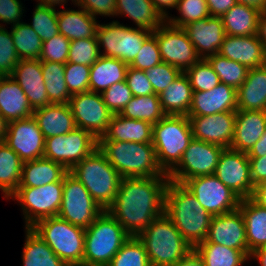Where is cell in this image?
<instances>
[{"label": "cell", "instance_id": "cell-1", "mask_svg": "<svg viewBox=\"0 0 266 266\" xmlns=\"http://www.w3.org/2000/svg\"><path fill=\"white\" fill-rule=\"evenodd\" d=\"M167 176L121 178L116 198L106 211L130 236H138L164 213Z\"/></svg>", "mask_w": 266, "mask_h": 266}, {"label": "cell", "instance_id": "cell-2", "mask_svg": "<svg viewBox=\"0 0 266 266\" xmlns=\"http://www.w3.org/2000/svg\"><path fill=\"white\" fill-rule=\"evenodd\" d=\"M164 212L192 248L206 240L213 216L183 184L168 182Z\"/></svg>", "mask_w": 266, "mask_h": 266}, {"label": "cell", "instance_id": "cell-3", "mask_svg": "<svg viewBox=\"0 0 266 266\" xmlns=\"http://www.w3.org/2000/svg\"><path fill=\"white\" fill-rule=\"evenodd\" d=\"M98 148L122 178L167 176L152 143L98 140Z\"/></svg>", "mask_w": 266, "mask_h": 266}, {"label": "cell", "instance_id": "cell-4", "mask_svg": "<svg viewBox=\"0 0 266 266\" xmlns=\"http://www.w3.org/2000/svg\"><path fill=\"white\" fill-rule=\"evenodd\" d=\"M137 237L144 244L151 266H171L192 250L165 212Z\"/></svg>", "mask_w": 266, "mask_h": 266}, {"label": "cell", "instance_id": "cell-5", "mask_svg": "<svg viewBox=\"0 0 266 266\" xmlns=\"http://www.w3.org/2000/svg\"><path fill=\"white\" fill-rule=\"evenodd\" d=\"M69 172L84 185L103 210L116 198L122 177L98 147Z\"/></svg>", "mask_w": 266, "mask_h": 266}, {"label": "cell", "instance_id": "cell-6", "mask_svg": "<svg viewBox=\"0 0 266 266\" xmlns=\"http://www.w3.org/2000/svg\"><path fill=\"white\" fill-rule=\"evenodd\" d=\"M129 237L122 225L104 210L85 229L82 266H108Z\"/></svg>", "mask_w": 266, "mask_h": 266}, {"label": "cell", "instance_id": "cell-7", "mask_svg": "<svg viewBox=\"0 0 266 266\" xmlns=\"http://www.w3.org/2000/svg\"><path fill=\"white\" fill-rule=\"evenodd\" d=\"M192 139L190 120L185 115H165L153 125L152 144L165 173L176 167Z\"/></svg>", "mask_w": 266, "mask_h": 266}, {"label": "cell", "instance_id": "cell-8", "mask_svg": "<svg viewBox=\"0 0 266 266\" xmlns=\"http://www.w3.org/2000/svg\"><path fill=\"white\" fill-rule=\"evenodd\" d=\"M67 265H82L85 229L53 216L39 220L31 227Z\"/></svg>", "mask_w": 266, "mask_h": 266}, {"label": "cell", "instance_id": "cell-9", "mask_svg": "<svg viewBox=\"0 0 266 266\" xmlns=\"http://www.w3.org/2000/svg\"><path fill=\"white\" fill-rule=\"evenodd\" d=\"M152 34V31L132 28L113 21L109 24H99L96 29V37L99 48L102 46L105 57H112L130 64L135 58L144 41Z\"/></svg>", "mask_w": 266, "mask_h": 266}, {"label": "cell", "instance_id": "cell-10", "mask_svg": "<svg viewBox=\"0 0 266 266\" xmlns=\"http://www.w3.org/2000/svg\"><path fill=\"white\" fill-rule=\"evenodd\" d=\"M103 211L84 185L70 172L63 177L62 202L57 216L86 229Z\"/></svg>", "mask_w": 266, "mask_h": 266}, {"label": "cell", "instance_id": "cell-11", "mask_svg": "<svg viewBox=\"0 0 266 266\" xmlns=\"http://www.w3.org/2000/svg\"><path fill=\"white\" fill-rule=\"evenodd\" d=\"M62 193L63 181H58L40 187H18L10 197L20 202L25 227H32L39 220L58 215Z\"/></svg>", "mask_w": 266, "mask_h": 266}, {"label": "cell", "instance_id": "cell-12", "mask_svg": "<svg viewBox=\"0 0 266 266\" xmlns=\"http://www.w3.org/2000/svg\"><path fill=\"white\" fill-rule=\"evenodd\" d=\"M225 148L192 139L181 160L167 175L169 180L183 184L190 178L215 174L219 157Z\"/></svg>", "mask_w": 266, "mask_h": 266}, {"label": "cell", "instance_id": "cell-13", "mask_svg": "<svg viewBox=\"0 0 266 266\" xmlns=\"http://www.w3.org/2000/svg\"><path fill=\"white\" fill-rule=\"evenodd\" d=\"M97 147L98 140L90 132L76 128L65 135L46 138L43 157L70 171Z\"/></svg>", "mask_w": 266, "mask_h": 266}, {"label": "cell", "instance_id": "cell-14", "mask_svg": "<svg viewBox=\"0 0 266 266\" xmlns=\"http://www.w3.org/2000/svg\"><path fill=\"white\" fill-rule=\"evenodd\" d=\"M152 35L157 40L162 61L179 68L182 72L201 59L182 27L164 21Z\"/></svg>", "mask_w": 266, "mask_h": 266}, {"label": "cell", "instance_id": "cell-15", "mask_svg": "<svg viewBox=\"0 0 266 266\" xmlns=\"http://www.w3.org/2000/svg\"><path fill=\"white\" fill-rule=\"evenodd\" d=\"M183 185L212 216L233 211L240 205L241 198L214 174L190 178Z\"/></svg>", "mask_w": 266, "mask_h": 266}, {"label": "cell", "instance_id": "cell-16", "mask_svg": "<svg viewBox=\"0 0 266 266\" xmlns=\"http://www.w3.org/2000/svg\"><path fill=\"white\" fill-rule=\"evenodd\" d=\"M68 104L77 128L90 132L97 140L107 132L113 114L101 93L88 91L74 94Z\"/></svg>", "mask_w": 266, "mask_h": 266}, {"label": "cell", "instance_id": "cell-17", "mask_svg": "<svg viewBox=\"0 0 266 266\" xmlns=\"http://www.w3.org/2000/svg\"><path fill=\"white\" fill-rule=\"evenodd\" d=\"M214 175L241 199L251 197L254 185L247 153L225 148L219 157Z\"/></svg>", "mask_w": 266, "mask_h": 266}, {"label": "cell", "instance_id": "cell-18", "mask_svg": "<svg viewBox=\"0 0 266 266\" xmlns=\"http://www.w3.org/2000/svg\"><path fill=\"white\" fill-rule=\"evenodd\" d=\"M4 143L23 162L43 158L45 138L33 116L9 122Z\"/></svg>", "mask_w": 266, "mask_h": 266}, {"label": "cell", "instance_id": "cell-19", "mask_svg": "<svg viewBox=\"0 0 266 266\" xmlns=\"http://www.w3.org/2000/svg\"><path fill=\"white\" fill-rule=\"evenodd\" d=\"M241 250L248 257V244L244 217L239 208L213 216L205 241Z\"/></svg>", "mask_w": 266, "mask_h": 266}, {"label": "cell", "instance_id": "cell-20", "mask_svg": "<svg viewBox=\"0 0 266 266\" xmlns=\"http://www.w3.org/2000/svg\"><path fill=\"white\" fill-rule=\"evenodd\" d=\"M187 117L190 120L194 139L230 148L234 135L236 112Z\"/></svg>", "mask_w": 266, "mask_h": 266}, {"label": "cell", "instance_id": "cell-21", "mask_svg": "<svg viewBox=\"0 0 266 266\" xmlns=\"http://www.w3.org/2000/svg\"><path fill=\"white\" fill-rule=\"evenodd\" d=\"M237 111V90L227 84L219 83L207 91H193L187 116H206L220 112Z\"/></svg>", "mask_w": 266, "mask_h": 266}, {"label": "cell", "instance_id": "cell-22", "mask_svg": "<svg viewBox=\"0 0 266 266\" xmlns=\"http://www.w3.org/2000/svg\"><path fill=\"white\" fill-rule=\"evenodd\" d=\"M10 77L20 85L33 110L51 105L39 59L20 60Z\"/></svg>", "mask_w": 266, "mask_h": 266}, {"label": "cell", "instance_id": "cell-23", "mask_svg": "<svg viewBox=\"0 0 266 266\" xmlns=\"http://www.w3.org/2000/svg\"><path fill=\"white\" fill-rule=\"evenodd\" d=\"M218 54L236 61L248 69L266 64V51L258 36L227 35L221 44Z\"/></svg>", "mask_w": 266, "mask_h": 266}, {"label": "cell", "instance_id": "cell-24", "mask_svg": "<svg viewBox=\"0 0 266 266\" xmlns=\"http://www.w3.org/2000/svg\"><path fill=\"white\" fill-rule=\"evenodd\" d=\"M183 29L194 45L197 54L204 59L218 53L226 36L221 17L210 16L203 20L191 22Z\"/></svg>", "mask_w": 266, "mask_h": 266}, {"label": "cell", "instance_id": "cell-25", "mask_svg": "<svg viewBox=\"0 0 266 266\" xmlns=\"http://www.w3.org/2000/svg\"><path fill=\"white\" fill-rule=\"evenodd\" d=\"M266 129V111L237 110L230 149L248 153Z\"/></svg>", "mask_w": 266, "mask_h": 266}, {"label": "cell", "instance_id": "cell-26", "mask_svg": "<svg viewBox=\"0 0 266 266\" xmlns=\"http://www.w3.org/2000/svg\"><path fill=\"white\" fill-rule=\"evenodd\" d=\"M32 116L45 139L65 135L77 128L68 103L51 104L37 108Z\"/></svg>", "mask_w": 266, "mask_h": 266}, {"label": "cell", "instance_id": "cell-27", "mask_svg": "<svg viewBox=\"0 0 266 266\" xmlns=\"http://www.w3.org/2000/svg\"><path fill=\"white\" fill-rule=\"evenodd\" d=\"M237 110L266 111V64L248 70L237 89Z\"/></svg>", "mask_w": 266, "mask_h": 266}, {"label": "cell", "instance_id": "cell-28", "mask_svg": "<svg viewBox=\"0 0 266 266\" xmlns=\"http://www.w3.org/2000/svg\"><path fill=\"white\" fill-rule=\"evenodd\" d=\"M33 112L20 85L10 76H0V114L12 122L28 118Z\"/></svg>", "mask_w": 266, "mask_h": 266}, {"label": "cell", "instance_id": "cell-29", "mask_svg": "<svg viewBox=\"0 0 266 266\" xmlns=\"http://www.w3.org/2000/svg\"><path fill=\"white\" fill-rule=\"evenodd\" d=\"M153 125L143 121L113 114L107 132L98 140L152 143Z\"/></svg>", "mask_w": 266, "mask_h": 266}, {"label": "cell", "instance_id": "cell-30", "mask_svg": "<svg viewBox=\"0 0 266 266\" xmlns=\"http://www.w3.org/2000/svg\"><path fill=\"white\" fill-rule=\"evenodd\" d=\"M69 171L60 163L46 158L23 162L19 187H40L63 181Z\"/></svg>", "mask_w": 266, "mask_h": 266}, {"label": "cell", "instance_id": "cell-31", "mask_svg": "<svg viewBox=\"0 0 266 266\" xmlns=\"http://www.w3.org/2000/svg\"><path fill=\"white\" fill-rule=\"evenodd\" d=\"M238 208L245 221L250 258L256 249L266 246V208L259 206L251 198L241 199Z\"/></svg>", "mask_w": 266, "mask_h": 266}, {"label": "cell", "instance_id": "cell-32", "mask_svg": "<svg viewBox=\"0 0 266 266\" xmlns=\"http://www.w3.org/2000/svg\"><path fill=\"white\" fill-rule=\"evenodd\" d=\"M128 64L117 58L100 56L90 67L89 91L102 93L126 79Z\"/></svg>", "mask_w": 266, "mask_h": 266}, {"label": "cell", "instance_id": "cell-33", "mask_svg": "<svg viewBox=\"0 0 266 266\" xmlns=\"http://www.w3.org/2000/svg\"><path fill=\"white\" fill-rule=\"evenodd\" d=\"M57 12L59 33L67 39L79 40L96 36L97 21L83 8Z\"/></svg>", "mask_w": 266, "mask_h": 266}, {"label": "cell", "instance_id": "cell-34", "mask_svg": "<svg viewBox=\"0 0 266 266\" xmlns=\"http://www.w3.org/2000/svg\"><path fill=\"white\" fill-rule=\"evenodd\" d=\"M158 95L162 110L166 115H188L193 89L184 72Z\"/></svg>", "mask_w": 266, "mask_h": 266}, {"label": "cell", "instance_id": "cell-35", "mask_svg": "<svg viewBox=\"0 0 266 266\" xmlns=\"http://www.w3.org/2000/svg\"><path fill=\"white\" fill-rule=\"evenodd\" d=\"M261 12L254 6L236 3L221 17L225 33L231 36L257 34L258 19Z\"/></svg>", "mask_w": 266, "mask_h": 266}, {"label": "cell", "instance_id": "cell-36", "mask_svg": "<svg viewBox=\"0 0 266 266\" xmlns=\"http://www.w3.org/2000/svg\"><path fill=\"white\" fill-rule=\"evenodd\" d=\"M116 16L126 15L138 28L156 30L166 19L157 11L151 0H116Z\"/></svg>", "mask_w": 266, "mask_h": 266}, {"label": "cell", "instance_id": "cell-37", "mask_svg": "<svg viewBox=\"0 0 266 266\" xmlns=\"http://www.w3.org/2000/svg\"><path fill=\"white\" fill-rule=\"evenodd\" d=\"M25 229L26 241L22 255L23 266L66 265L31 227Z\"/></svg>", "mask_w": 266, "mask_h": 266}, {"label": "cell", "instance_id": "cell-38", "mask_svg": "<svg viewBox=\"0 0 266 266\" xmlns=\"http://www.w3.org/2000/svg\"><path fill=\"white\" fill-rule=\"evenodd\" d=\"M23 161L4 142L0 143V189L4 198L17 190L21 182Z\"/></svg>", "mask_w": 266, "mask_h": 266}, {"label": "cell", "instance_id": "cell-39", "mask_svg": "<svg viewBox=\"0 0 266 266\" xmlns=\"http://www.w3.org/2000/svg\"><path fill=\"white\" fill-rule=\"evenodd\" d=\"M42 74L51 104L69 103L71 95L65 82V64L41 61Z\"/></svg>", "mask_w": 266, "mask_h": 266}, {"label": "cell", "instance_id": "cell-40", "mask_svg": "<svg viewBox=\"0 0 266 266\" xmlns=\"http://www.w3.org/2000/svg\"><path fill=\"white\" fill-rule=\"evenodd\" d=\"M120 115L154 125L166 114L162 110L159 95L154 93L146 96H133Z\"/></svg>", "mask_w": 266, "mask_h": 266}, {"label": "cell", "instance_id": "cell-41", "mask_svg": "<svg viewBox=\"0 0 266 266\" xmlns=\"http://www.w3.org/2000/svg\"><path fill=\"white\" fill-rule=\"evenodd\" d=\"M194 249L205 266H241L249 259L241 250L220 244L199 243Z\"/></svg>", "mask_w": 266, "mask_h": 266}, {"label": "cell", "instance_id": "cell-42", "mask_svg": "<svg viewBox=\"0 0 266 266\" xmlns=\"http://www.w3.org/2000/svg\"><path fill=\"white\" fill-rule=\"evenodd\" d=\"M11 36L20 60L40 59L43 41L29 24L20 22L13 25Z\"/></svg>", "mask_w": 266, "mask_h": 266}, {"label": "cell", "instance_id": "cell-43", "mask_svg": "<svg viewBox=\"0 0 266 266\" xmlns=\"http://www.w3.org/2000/svg\"><path fill=\"white\" fill-rule=\"evenodd\" d=\"M219 76L220 82L234 87L236 90L246 79L248 68L236 61L221 55L213 54L206 58Z\"/></svg>", "mask_w": 266, "mask_h": 266}, {"label": "cell", "instance_id": "cell-44", "mask_svg": "<svg viewBox=\"0 0 266 266\" xmlns=\"http://www.w3.org/2000/svg\"><path fill=\"white\" fill-rule=\"evenodd\" d=\"M108 266H151V264L144 244L137 236H130Z\"/></svg>", "mask_w": 266, "mask_h": 266}, {"label": "cell", "instance_id": "cell-45", "mask_svg": "<svg viewBox=\"0 0 266 266\" xmlns=\"http://www.w3.org/2000/svg\"><path fill=\"white\" fill-rule=\"evenodd\" d=\"M176 9L181 17H167L166 21L176 27H184L191 22H196L210 17L206 0H178Z\"/></svg>", "mask_w": 266, "mask_h": 266}, {"label": "cell", "instance_id": "cell-46", "mask_svg": "<svg viewBox=\"0 0 266 266\" xmlns=\"http://www.w3.org/2000/svg\"><path fill=\"white\" fill-rule=\"evenodd\" d=\"M29 26L42 41L56 36L59 33L56 9L37 4L33 13L32 23Z\"/></svg>", "mask_w": 266, "mask_h": 266}, {"label": "cell", "instance_id": "cell-47", "mask_svg": "<svg viewBox=\"0 0 266 266\" xmlns=\"http://www.w3.org/2000/svg\"><path fill=\"white\" fill-rule=\"evenodd\" d=\"M97 37L71 40L67 62L92 66L101 56Z\"/></svg>", "mask_w": 266, "mask_h": 266}, {"label": "cell", "instance_id": "cell-48", "mask_svg": "<svg viewBox=\"0 0 266 266\" xmlns=\"http://www.w3.org/2000/svg\"><path fill=\"white\" fill-rule=\"evenodd\" d=\"M184 73L188 76L193 91H207L221 83L211 64L204 58H201Z\"/></svg>", "mask_w": 266, "mask_h": 266}, {"label": "cell", "instance_id": "cell-49", "mask_svg": "<svg viewBox=\"0 0 266 266\" xmlns=\"http://www.w3.org/2000/svg\"><path fill=\"white\" fill-rule=\"evenodd\" d=\"M181 73L182 71L179 68L165 62H161L145 71L155 94L164 91Z\"/></svg>", "mask_w": 266, "mask_h": 266}, {"label": "cell", "instance_id": "cell-50", "mask_svg": "<svg viewBox=\"0 0 266 266\" xmlns=\"http://www.w3.org/2000/svg\"><path fill=\"white\" fill-rule=\"evenodd\" d=\"M90 66L65 63V82L70 95L89 91Z\"/></svg>", "mask_w": 266, "mask_h": 266}, {"label": "cell", "instance_id": "cell-51", "mask_svg": "<svg viewBox=\"0 0 266 266\" xmlns=\"http://www.w3.org/2000/svg\"><path fill=\"white\" fill-rule=\"evenodd\" d=\"M19 61L11 32L2 25L0 27V76H11Z\"/></svg>", "mask_w": 266, "mask_h": 266}, {"label": "cell", "instance_id": "cell-52", "mask_svg": "<svg viewBox=\"0 0 266 266\" xmlns=\"http://www.w3.org/2000/svg\"><path fill=\"white\" fill-rule=\"evenodd\" d=\"M101 95L112 114H120L133 98L132 91L128 87L126 80L111 85Z\"/></svg>", "mask_w": 266, "mask_h": 266}, {"label": "cell", "instance_id": "cell-53", "mask_svg": "<svg viewBox=\"0 0 266 266\" xmlns=\"http://www.w3.org/2000/svg\"><path fill=\"white\" fill-rule=\"evenodd\" d=\"M70 40L58 33L49 40L43 41L40 61H51L65 64L68 59Z\"/></svg>", "mask_w": 266, "mask_h": 266}, {"label": "cell", "instance_id": "cell-54", "mask_svg": "<svg viewBox=\"0 0 266 266\" xmlns=\"http://www.w3.org/2000/svg\"><path fill=\"white\" fill-rule=\"evenodd\" d=\"M162 61L156 38L151 34L142 44L136 58L129 64L130 67L146 71L160 64Z\"/></svg>", "mask_w": 266, "mask_h": 266}, {"label": "cell", "instance_id": "cell-55", "mask_svg": "<svg viewBox=\"0 0 266 266\" xmlns=\"http://www.w3.org/2000/svg\"><path fill=\"white\" fill-rule=\"evenodd\" d=\"M126 82L133 96H146L154 94L152 84L146 77L145 71L128 66L126 71Z\"/></svg>", "mask_w": 266, "mask_h": 266}, {"label": "cell", "instance_id": "cell-56", "mask_svg": "<svg viewBox=\"0 0 266 266\" xmlns=\"http://www.w3.org/2000/svg\"><path fill=\"white\" fill-rule=\"evenodd\" d=\"M116 0H75L76 5L83 8L91 16H116Z\"/></svg>", "mask_w": 266, "mask_h": 266}, {"label": "cell", "instance_id": "cell-57", "mask_svg": "<svg viewBox=\"0 0 266 266\" xmlns=\"http://www.w3.org/2000/svg\"><path fill=\"white\" fill-rule=\"evenodd\" d=\"M23 8L19 0H0V21L17 25L23 15Z\"/></svg>", "mask_w": 266, "mask_h": 266}, {"label": "cell", "instance_id": "cell-58", "mask_svg": "<svg viewBox=\"0 0 266 266\" xmlns=\"http://www.w3.org/2000/svg\"><path fill=\"white\" fill-rule=\"evenodd\" d=\"M250 164V176L253 185H258L266 179V156L248 157Z\"/></svg>", "mask_w": 266, "mask_h": 266}, {"label": "cell", "instance_id": "cell-59", "mask_svg": "<svg viewBox=\"0 0 266 266\" xmlns=\"http://www.w3.org/2000/svg\"><path fill=\"white\" fill-rule=\"evenodd\" d=\"M210 16L222 17L233 5L236 0H206Z\"/></svg>", "mask_w": 266, "mask_h": 266}, {"label": "cell", "instance_id": "cell-60", "mask_svg": "<svg viewBox=\"0 0 266 266\" xmlns=\"http://www.w3.org/2000/svg\"><path fill=\"white\" fill-rule=\"evenodd\" d=\"M171 266H205V264L198 252L192 248L184 258H181Z\"/></svg>", "mask_w": 266, "mask_h": 266}, {"label": "cell", "instance_id": "cell-61", "mask_svg": "<svg viewBox=\"0 0 266 266\" xmlns=\"http://www.w3.org/2000/svg\"><path fill=\"white\" fill-rule=\"evenodd\" d=\"M250 198L259 206L266 208V179L262 183L254 186Z\"/></svg>", "mask_w": 266, "mask_h": 266}, {"label": "cell", "instance_id": "cell-62", "mask_svg": "<svg viewBox=\"0 0 266 266\" xmlns=\"http://www.w3.org/2000/svg\"><path fill=\"white\" fill-rule=\"evenodd\" d=\"M247 156L248 157L266 156V129L261 138L257 141L256 144L253 145L251 150L247 153Z\"/></svg>", "mask_w": 266, "mask_h": 266}, {"label": "cell", "instance_id": "cell-63", "mask_svg": "<svg viewBox=\"0 0 266 266\" xmlns=\"http://www.w3.org/2000/svg\"><path fill=\"white\" fill-rule=\"evenodd\" d=\"M154 7L162 15L164 19L168 17L165 8H175L178 0H151Z\"/></svg>", "mask_w": 266, "mask_h": 266}, {"label": "cell", "instance_id": "cell-64", "mask_svg": "<svg viewBox=\"0 0 266 266\" xmlns=\"http://www.w3.org/2000/svg\"><path fill=\"white\" fill-rule=\"evenodd\" d=\"M266 51V11H262L258 19L257 34Z\"/></svg>", "mask_w": 266, "mask_h": 266}, {"label": "cell", "instance_id": "cell-65", "mask_svg": "<svg viewBox=\"0 0 266 266\" xmlns=\"http://www.w3.org/2000/svg\"><path fill=\"white\" fill-rule=\"evenodd\" d=\"M250 257L259 261L260 266H266V246L256 249Z\"/></svg>", "mask_w": 266, "mask_h": 266}, {"label": "cell", "instance_id": "cell-66", "mask_svg": "<svg viewBox=\"0 0 266 266\" xmlns=\"http://www.w3.org/2000/svg\"><path fill=\"white\" fill-rule=\"evenodd\" d=\"M237 3L250 5L258 8L260 11H266V0H236Z\"/></svg>", "mask_w": 266, "mask_h": 266}, {"label": "cell", "instance_id": "cell-67", "mask_svg": "<svg viewBox=\"0 0 266 266\" xmlns=\"http://www.w3.org/2000/svg\"><path fill=\"white\" fill-rule=\"evenodd\" d=\"M8 123L9 122L0 114V143L5 141Z\"/></svg>", "mask_w": 266, "mask_h": 266}, {"label": "cell", "instance_id": "cell-68", "mask_svg": "<svg viewBox=\"0 0 266 266\" xmlns=\"http://www.w3.org/2000/svg\"><path fill=\"white\" fill-rule=\"evenodd\" d=\"M40 1V2H39ZM75 2V0H72V2ZM39 5H45L49 7H55L57 4H62L64 5L66 3V0H38ZM64 3V4H63ZM56 4V5H55Z\"/></svg>", "mask_w": 266, "mask_h": 266}, {"label": "cell", "instance_id": "cell-69", "mask_svg": "<svg viewBox=\"0 0 266 266\" xmlns=\"http://www.w3.org/2000/svg\"><path fill=\"white\" fill-rule=\"evenodd\" d=\"M65 266H82V265H67V264H66Z\"/></svg>", "mask_w": 266, "mask_h": 266}]
</instances>
